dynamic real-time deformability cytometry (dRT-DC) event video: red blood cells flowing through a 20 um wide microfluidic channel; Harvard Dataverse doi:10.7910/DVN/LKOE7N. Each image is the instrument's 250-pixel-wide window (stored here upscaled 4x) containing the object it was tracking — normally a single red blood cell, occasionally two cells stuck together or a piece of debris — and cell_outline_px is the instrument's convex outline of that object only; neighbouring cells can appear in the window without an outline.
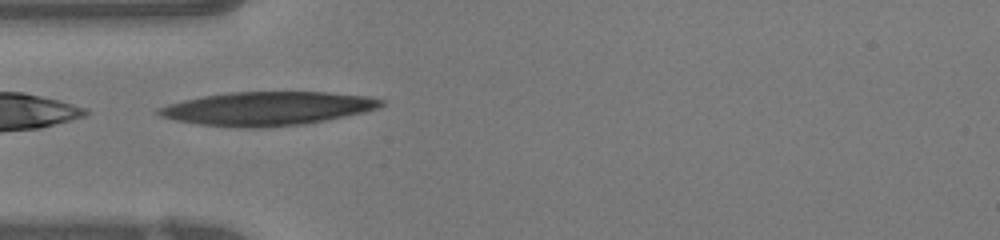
{"species": "human", "species_latin": "Homo sapiens", "temperature_condition": "warm", "stored_images_in_passage": 37, "camera_frame_rate_fps": 3000, "um_per_image_px": 0.085, "donor": {"sex": "female"}, "frame": {"image": 1, "passage_image": 1, "time_ms": 0.0, "image_size_px": [1000, 240], "cell_outline_px": [[384, 104], [376, 108], [364, 112], [304, 124], [260, 128], [244, 128], [200, 124], [176, 120], [160, 116], [156, 112], [156, 108], [168, 104], [184, 100], [204, 96], [228, 92], [328, 92], [368, 96], [384, 100]], "centroid_in_image_um": [22.71, 9.22], "position_along_channel_um": 62.3, "area_um2": 43.41}}
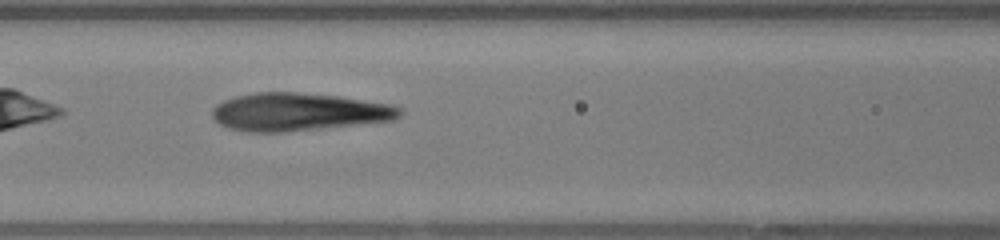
{"frame": {"image": 2, "passage_image": 7, "time_ms": 2.0, "image_size_px": [1000, 240], "cell_outline_px": [[404, 112], [400, 116], [392, 120], [288, 132], [248, 132], [228, 128], [220, 124], [212, 116], [212, 108], [216, 104], [224, 100], [236, 96], [256, 92], [296, 92], [336, 96], [392, 104], [400, 108]], "centroid_in_image_um": [25.35, 9.51], "position_along_channel_um": 141.3, "area_um2": 41.38}}
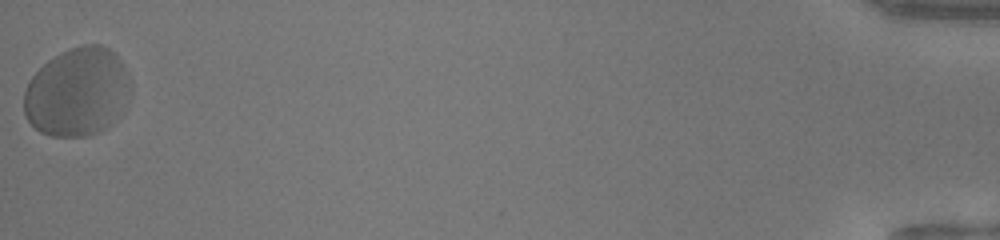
{"frame": {"image": 3, "passage_image": 37, "time_ms": 12.0, "image_size_px": [1000, 240], "cell_outline_px": [[132, 88], [116, 120], [112, 124], [100, 132], [88, 136], [52, 136], [40, 132], [28, 120], [24, 112], [24, 92], [32, 76], [48, 60], [60, 52], [68, 48], [80, 44], [100, 44], [108, 48], [120, 60], [132, 80]], "centroid_in_image_um": [6.59, 7.82], "position_along_channel_um": 428.6, "area_um2": 55.31}, "authors_computed_cell_mechanics": {"area_um2": 43.5812, "velocity_mm_per_s": 3.9435, "shape_relaxation_time_tau1_ms": 6.5504, "shape_relaxation_time_tau2_ms": null, "deformation_change_tau1": 0.2572, "deformation_change_tau2": null}}